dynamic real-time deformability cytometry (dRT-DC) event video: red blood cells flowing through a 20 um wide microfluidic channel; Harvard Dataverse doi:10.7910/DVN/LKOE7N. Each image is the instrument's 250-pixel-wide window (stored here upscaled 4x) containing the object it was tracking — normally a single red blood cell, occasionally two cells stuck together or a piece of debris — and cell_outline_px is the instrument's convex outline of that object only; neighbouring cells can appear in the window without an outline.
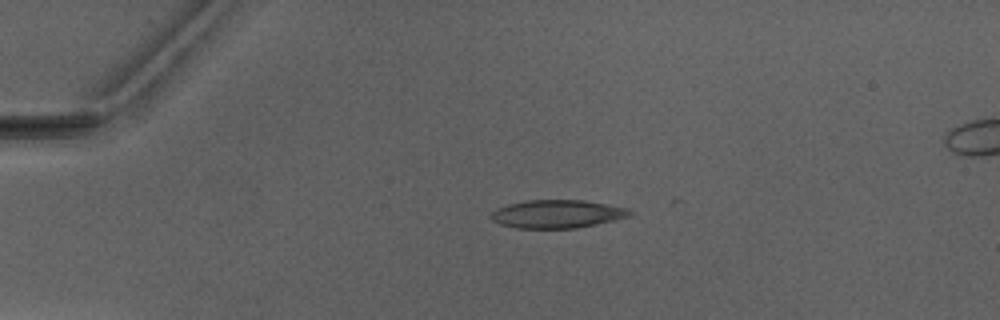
{"species": "Egyptian fruit bat (a non-hibernating species)", "species_latin": "Rousettus aegyptiacus", "temperature_condition": "warm", "stored_images_in_passage": 6, "camera_frame_rate_fps": 3000, "um_per_image_px": 0.085, "animal": {"sex": "male"}, "frame": {"image": 1, "passage_image": 6, "time_ms": 6.0, "image_size_px": [1000, 320], "cell_outline_px": [[632, 212], [628, 216], [596, 224], [576, 228], [516, 228], [500, 224], [492, 220], [492, 212], [496, 208], [508, 204], [524, 200], [584, 200], [628, 208]], "centroid_in_image_um": [47.32, 18.18], "position_along_channel_um": 37.7, "area_um2": 22.6}}